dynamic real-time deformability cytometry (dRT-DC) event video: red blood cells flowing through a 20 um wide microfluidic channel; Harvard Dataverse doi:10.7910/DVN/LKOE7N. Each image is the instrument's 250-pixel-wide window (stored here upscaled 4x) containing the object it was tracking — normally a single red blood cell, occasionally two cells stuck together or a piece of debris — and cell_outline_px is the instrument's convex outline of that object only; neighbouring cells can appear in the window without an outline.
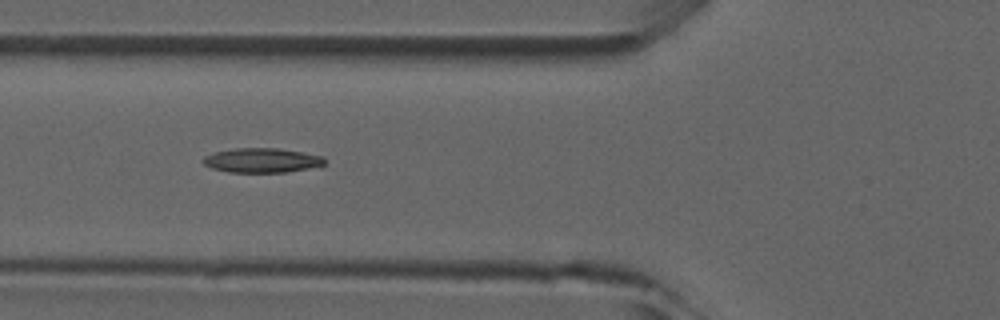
{"species": "common noctule bat (a hibernating species)", "species_latin": "Nyctalus noctula", "temperature_condition": "room temperature", "stored_images_in_passage": 6, "camera_frame_rate_fps": 3000, "um_per_image_px": 0.085, "animal": {"sex": "male", "forearm_length_mm": 52.5}, "frame": {"image": 1, "passage_image": 5, "time_ms": 4.667, "image_size_px": [1000, 320], "cell_outline_px": [[324, 168], [288, 172], [228, 172], [212, 168], [204, 164], [200, 160], [204, 156], [212, 152], [236, 148], [276, 148], [324, 156]], "centroid_in_image_um": [22.31, 13.64], "position_along_channel_um": 103.5, "area_um2": 17.74}}
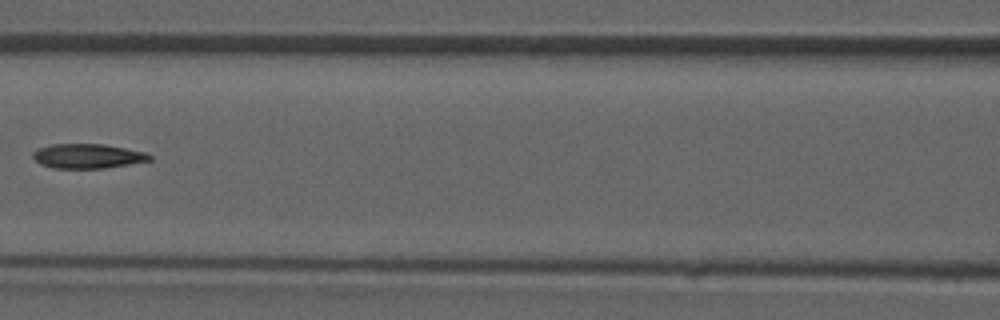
{"frame": {"image": 2, "passage_image": 6, "time_ms": 6.0, "image_size_px": [1000, 320], "cell_outline_px": [[152, 160], [104, 168], [52, 168], [40, 164], [32, 156], [32, 152], [40, 148], [52, 144], [104, 144], [144, 152], [152, 156]], "centroid_in_image_um": [7.43, 13.27], "position_along_channel_um": 159.2, "area_um2": 16.53}}